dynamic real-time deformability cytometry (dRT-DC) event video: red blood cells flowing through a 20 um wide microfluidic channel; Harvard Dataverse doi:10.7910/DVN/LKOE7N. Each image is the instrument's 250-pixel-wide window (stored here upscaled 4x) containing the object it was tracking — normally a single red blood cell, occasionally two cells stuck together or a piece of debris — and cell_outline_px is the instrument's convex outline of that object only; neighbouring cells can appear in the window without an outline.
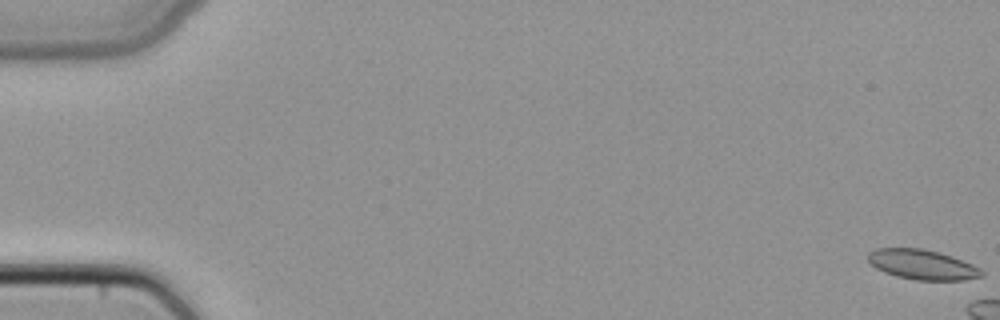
{"species": "common noctule bat (a hibernating species)", "species_latin": "Nyctalus noctula", "temperature_condition": "cold", "stored_images_in_passage": 9, "camera_frame_rate_fps": 3000, "um_per_image_px": 0.085, "animal": {"sex": "female", "body_mass_g": 22.7, "forearm_length_mm": 54.2}, "frame": {"image": 1, "passage_image": 1, "time_ms": 0.0, "image_size_px": [1000, 320], "cell_outline_px": [[984, 276], [964, 280], [916, 280], [896, 276], [884, 272], [876, 268], [868, 260], [868, 252], [876, 248], [924, 248], [940, 252], [952, 256], [972, 264], [980, 268], [984, 272]], "centroid_in_image_um": [78.41, 22.48], "position_along_channel_um": 6.6, "area_um2": 19.94}}